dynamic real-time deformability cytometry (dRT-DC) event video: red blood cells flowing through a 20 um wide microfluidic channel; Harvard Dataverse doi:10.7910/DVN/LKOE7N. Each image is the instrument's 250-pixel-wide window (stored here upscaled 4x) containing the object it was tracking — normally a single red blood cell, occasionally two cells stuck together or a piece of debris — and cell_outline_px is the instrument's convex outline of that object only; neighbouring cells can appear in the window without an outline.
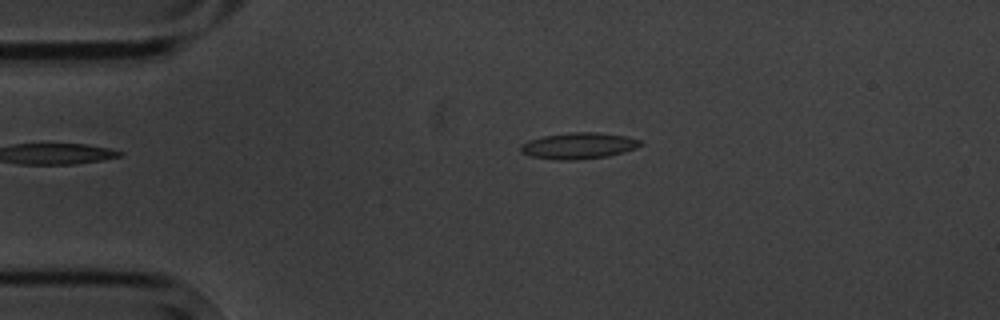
{"species": "common noctule bat (a hibernating species)", "species_latin": "Nyctalus noctula", "temperature_condition": "cold", "stored_images_in_passage": 2, "camera_frame_rate_fps": 3000, "um_per_image_px": 0.085, "animal": {"sex": "male", "body_mass_g": 20.1, "forearm_length_mm": 53.5}, "frame": {"image": 1, "passage_image": 1, "time_ms": 0.0, "image_size_px": [1000, 320], "cell_outline_px": [[644, 144], [636, 148], [624, 152], [608, 156], [576, 160], [556, 160], [532, 156], [520, 152], [520, 144], [528, 140], [544, 136], [572, 132], [596, 132], [624, 136], [640, 140]], "centroid_in_image_um": [49.17, 12.39], "position_along_channel_um": 35.8, "area_um2": 18.32}}